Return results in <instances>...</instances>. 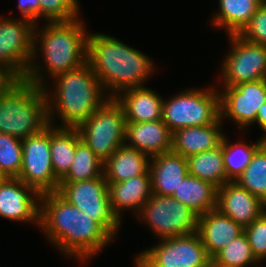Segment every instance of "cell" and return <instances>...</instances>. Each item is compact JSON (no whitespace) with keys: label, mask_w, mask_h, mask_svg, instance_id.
Here are the masks:
<instances>
[{"label":"cell","mask_w":266,"mask_h":267,"mask_svg":"<svg viewBox=\"0 0 266 267\" xmlns=\"http://www.w3.org/2000/svg\"><path fill=\"white\" fill-rule=\"evenodd\" d=\"M264 1L218 0L220 10L213 13L211 25L213 29H224L228 35L239 34Z\"/></svg>","instance_id":"obj_24"},{"label":"cell","mask_w":266,"mask_h":267,"mask_svg":"<svg viewBox=\"0 0 266 267\" xmlns=\"http://www.w3.org/2000/svg\"><path fill=\"white\" fill-rule=\"evenodd\" d=\"M226 135L221 141L225 173L230 181H235L251 162L255 152L266 142L262 137L254 143L247 144L243 141L229 142Z\"/></svg>","instance_id":"obj_28"},{"label":"cell","mask_w":266,"mask_h":267,"mask_svg":"<svg viewBox=\"0 0 266 267\" xmlns=\"http://www.w3.org/2000/svg\"><path fill=\"white\" fill-rule=\"evenodd\" d=\"M227 37L231 49L221 65L222 86L266 79V46L247 42L238 34Z\"/></svg>","instance_id":"obj_12"},{"label":"cell","mask_w":266,"mask_h":267,"mask_svg":"<svg viewBox=\"0 0 266 267\" xmlns=\"http://www.w3.org/2000/svg\"><path fill=\"white\" fill-rule=\"evenodd\" d=\"M40 227L50 244L66 257L83 263L89 262L115 239L57 191L40 197Z\"/></svg>","instance_id":"obj_1"},{"label":"cell","mask_w":266,"mask_h":267,"mask_svg":"<svg viewBox=\"0 0 266 267\" xmlns=\"http://www.w3.org/2000/svg\"><path fill=\"white\" fill-rule=\"evenodd\" d=\"M49 125L44 88L21 78L0 97V133L23 140Z\"/></svg>","instance_id":"obj_5"},{"label":"cell","mask_w":266,"mask_h":267,"mask_svg":"<svg viewBox=\"0 0 266 267\" xmlns=\"http://www.w3.org/2000/svg\"><path fill=\"white\" fill-rule=\"evenodd\" d=\"M222 120L214 124L181 128L173 132L171 151L188 158L192 155L214 149L221 144Z\"/></svg>","instance_id":"obj_22"},{"label":"cell","mask_w":266,"mask_h":267,"mask_svg":"<svg viewBox=\"0 0 266 267\" xmlns=\"http://www.w3.org/2000/svg\"><path fill=\"white\" fill-rule=\"evenodd\" d=\"M243 232L242 225L231 220L217 208L198 216L197 233L211 258Z\"/></svg>","instance_id":"obj_20"},{"label":"cell","mask_w":266,"mask_h":267,"mask_svg":"<svg viewBox=\"0 0 266 267\" xmlns=\"http://www.w3.org/2000/svg\"><path fill=\"white\" fill-rule=\"evenodd\" d=\"M235 182L266 203V142Z\"/></svg>","instance_id":"obj_30"},{"label":"cell","mask_w":266,"mask_h":267,"mask_svg":"<svg viewBox=\"0 0 266 267\" xmlns=\"http://www.w3.org/2000/svg\"><path fill=\"white\" fill-rule=\"evenodd\" d=\"M238 35L247 42L266 46V0Z\"/></svg>","instance_id":"obj_35"},{"label":"cell","mask_w":266,"mask_h":267,"mask_svg":"<svg viewBox=\"0 0 266 267\" xmlns=\"http://www.w3.org/2000/svg\"><path fill=\"white\" fill-rule=\"evenodd\" d=\"M115 99L123 107L126 122L162 120L164 99L153 89L146 86L125 89Z\"/></svg>","instance_id":"obj_21"},{"label":"cell","mask_w":266,"mask_h":267,"mask_svg":"<svg viewBox=\"0 0 266 267\" xmlns=\"http://www.w3.org/2000/svg\"><path fill=\"white\" fill-rule=\"evenodd\" d=\"M40 195L57 191L50 155V125L42 132L22 140V168L18 176Z\"/></svg>","instance_id":"obj_11"},{"label":"cell","mask_w":266,"mask_h":267,"mask_svg":"<svg viewBox=\"0 0 266 267\" xmlns=\"http://www.w3.org/2000/svg\"><path fill=\"white\" fill-rule=\"evenodd\" d=\"M20 19V20H19ZM35 24L27 19L0 17V64L25 78L33 55Z\"/></svg>","instance_id":"obj_13"},{"label":"cell","mask_w":266,"mask_h":267,"mask_svg":"<svg viewBox=\"0 0 266 267\" xmlns=\"http://www.w3.org/2000/svg\"><path fill=\"white\" fill-rule=\"evenodd\" d=\"M257 123L259 128L263 130L264 135L261 137L266 140V102L262 104V106L258 109L256 120L253 124Z\"/></svg>","instance_id":"obj_38"},{"label":"cell","mask_w":266,"mask_h":267,"mask_svg":"<svg viewBox=\"0 0 266 267\" xmlns=\"http://www.w3.org/2000/svg\"><path fill=\"white\" fill-rule=\"evenodd\" d=\"M83 141L103 162L125 144L126 119L123 107L109 98L77 127Z\"/></svg>","instance_id":"obj_7"},{"label":"cell","mask_w":266,"mask_h":267,"mask_svg":"<svg viewBox=\"0 0 266 267\" xmlns=\"http://www.w3.org/2000/svg\"><path fill=\"white\" fill-rule=\"evenodd\" d=\"M43 26L40 30L35 24L32 60L24 78L41 88L48 87L45 74L54 79L87 62L89 35L81 17L66 22H46ZM39 50L44 60L41 66L34 62Z\"/></svg>","instance_id":"obj_2"},{"label":"cell","mask_w":266,"mask_h":267,"mask_svg":"<svg viewBox=\"0 0 266 267\" xmlns=\"http://www.w3.org/2000/svg\"><path fill=\"white\" fill-rule=\"evenodd\" d=\"M8 177L6 176V174L2 171V169L0 168V183L5 181Z\"/></svg>","instance_id":"obj_39"},{"label":"cell","mask_w":266,"mask_h":267,"mask_svg":"<svg viewBox=\"0 0 266 267\" xmlns=\"http://www.w3.org/2000/svg\"><path fill=\"white\" fill-rule=\"evenodd\" d=\"M150 249L137 253L136 267H209L211 257L197 232L160 239Z\"/></svg>","instance_id":"obj_8"},{"label":"cell","mask_w":266,"mask_h":267,"mask_svg":"<svg viewBox=\"0 0 266 267\" xmlns=\"http://www.w3.org/2000/svg\"><path fill=\"white\" fill-rule=\"evenodd\" d=\"M107 183L111 210L120 222L122 221L121 213L123 210H132V214L137 216L152 195L149 170L143 175L132 177L123 182Z\"/></svg>","instance_id":"obj_17"},{"label":"cell","mask_w":266,"mask_h":267,"mask_svg":"<svg viewBox=\"0 0 266 267\" xmlns=\"http://www.w3.org/2000/svg\"><path fill=\"white\" fill-rule=\"evenodd\" d=\"M40 17L46 22H66L80 18L78 0H39Z\"/></svg>","instance_id":"obj_33"},{"label":"cell","mask_w":266,"mask_h":267,"mask_svg":"<svg viewBox=\"0 0 266 267\" xmlns=\"http://www.w3.org/2000/svg\"><path fill=\"white\" fill-rule=\"evenodd\" d=\"M220 119L229 118L240 129H247L257 117L258 109L266 102V79L235 86H219Z\"/></svg>","instance_id":"obj_14"},{"label":"cell","mask_w":266,"mask_h":267,"mask_svg":"<svg viewBox=\"0 0 266 267\" xmlns=\"http://www.w3.org/2000/svg\"><path fill=\"white\" fill-rule=\"evenodd\" d=\"M87 63L110 98L125 89L143 87L155 68L148 55L104 33H89Z\"/></svg>","instance_id":"obj_3"},{"label":"cell","mask_w":266,"mask_h":267,"mask_svg":"<svg viewBox=\"0 0 266 267\" xmlns=\"http://www.w3.org/2000/svg\"><path fill=\"white\" fill-rule=\"evenodd\" d=\"M81 141L77 128L50 125V155L55 177L60 181L69 171L77 144Z\"/></svg>","instance_id":"obj_26"},{"label":"cell","mask_w":266,"mask_h":267,"mask_svg":"<svg viewBox=\"0 0 266 267\" xmlns=\"http://www.w3.org/2000/svg\"><path fill=\"white\" fill-rule=\"evenodd\" d=\"M172 137L173 132L162 120L126 122L125 145L149 157L171 151Z\"/></svg>","instance_id":"obj_18"},{"label":"cell","mask_w":266,"mask_h":267,"mask_svg":"<svg viewBox=\"0 0 266 267\" xmlns=\"http://www.w3.org/2000/svg\"><path fill=\"white\" fill-rule=\"evenodd\" d=\"M149 172L153 194L172 196L189 174L187 158L169 151L150 157Z\"/></svg>","instance_id":"obj_19"},{"label":"cell","mask_w":266,"mask_h":267,"mask_svg":"<svg viewBox=\"0 0 266 267\" xmlns=\"http://www.w3.org/2000/svg\"><path fill=\"white\" fill-rule=\"evenodd\" d=\"M209 267H229V266H224V265H221V264H216V263L211 259V262H210Z\"/></svg>","instance_id":"obj_40"},{"label":"cell","mask_w":266,"mask_h":267,"mask_svg":"<svg viewBox=\"0 0 266 267\" xmlns=\"http://www.w3.org/2000/svg\"><path fill=\"white\" fill-rule=\"evenodd\" d=\"M212 260L216 264L229 267H251L259 263L251 251L244 232L219 250Z\"/></svg>","instance_id":"obj_31"},{"label":"cell","mask_w":266,"mask_h":267,"mask_svg":"<svg viewBox=\"0 0 266 267\" xmlns=\"http://www.w3.org/2000/svg\"><path fill=\"white\" fill-rule=\"evenodd\" d=\"M57 192L88 217L98 222L113 238L121 222L112 213L108 183L104 174L78 182H59Z\"/></svg>","instance_id":"obj_10"},{"label":"cell","mask_w":266,"mask_h":267,"mask_svg":"<svg viewBox=\"0 0 266 267\" xmlns=\"http://www.w3.org/2000/svg\"><path fill=\"white\" fill-rule=\"evenodd\" d=\"M219 87L184 89L163 101L162 121L175 132L181 128L207 126L220 118Z\"/></svg>","instance_id":"obj_6"},{"label":"cell","mask_w":266,"mask_h":267,"mask_svg":"<svg viewBox=\"0 0 266 267\" xmlns=\"http://www.w3.org/2000/svg\"><path fill=\"white\" fill-rule=\"evenodd\" d=\"M136 217L159 240L197 232L198 215L172 196L152 193Z\"/></svg>","instance_id":"obj_9"},{"label":"cell","mask_w":266,"mask_h":267,"mask_svg":"<svg viewBox=\"0 0 266 267\" xmlns=\"http://www.w3.org/2000/svg\"><path fill=\"white\" fill-rule=\"evenodd\" d=\"M217 187L188 174L172 197L198 216L217 208Z\"/></svg>","instance_id":"obj_25"},{"label":"cell","mask_w":266,"mask_h":267,"mask_svg":"<svg viewBox=\"0 0 266 267\" xmlns=\"http://www.w3.org/2000/svg\"><path fill=\"white\" fill-rule=\"evenodd\" d=\"M0 168L7 177H18L22 168V140L0 133Z\"/></svg>","instance_id":"obj_32"},{"label":"cell","mask_w":266,"mask_h":267,"mask_svg":"<svg viewBox=\"0 0 266 267\" xmlns=\"http://www.w3.org/2000/svg\"><path fill=\"white\" fill-rule=\"evenodd\" d=\"M104 173V162L83 142L76 151L67 174L59 182H78L94 179Z\"/></svg>","instance_id":"obj_29"},{"label":"cell","mask_w":266,"mask_h":267,"mask_svg":"<svg viewBox=\"0 0 266 267\" xmlns=\"http://www.w3.org/2000/svg\"><path fill=\"white\" fill-rule=\"evenodd\" d=\"M149 162L147 154L124 144L104 162L103 174L107 182H123L145 174L149 170Z\"/></svg>","instance_id":"obj_23"},{"label":"cell","mask_w":266,"mask_h":267,"mask_svg":"<svg viewBox=\"0 0 266 267\" xmlns=\"http://www.w3.org/2000/svg\"><path fill=\"white\" fill-rule=\"evenodd\" d=\"M17 9L21 18L27 19L37 24L40 19V2L39 0H18Z\"/></svg>","instance_id":"obj_36"},{"label":"cell","mask_w":266,"mask_h":267,"mask_svg":"<svg viewBox=\"0 0 266 267\" xmlns=\"http://www.w3.org/2000/svg\"><path fill=\"white\" fill-rule=\"evenodd\" d=\"M251 251L259 263L266 260V211L244 227Z\"/></svg>","instance_id":"obj_34"},{"label":"cell","mask_w":266,"mask_h":267,"mask_svg":"<svg viewBox=\"0 0 266 267\" xmlns=\"http://www.w3.org/2000/svg\"><path fill=\"white\" fill-rule=\"evenodd\" d=\"M187 162L190 175L207 181L217 188L230 181L225 173L221 144L214 149L188 157Z\"/></svg>","instance_id":"obj_27"},{"label":"cell","mask_w":266,"mask_h":267,"mask_svg":"<svg viewBox=\"0 0 266 267\" xmlns=\"http://www.w3.org/2000/svg\"><path fill=\"white\" fill-rule=\"evenodd\" d=\"M53 81L52 90L47 87L44 90L49 124L55 125L56 115L62 122L56 127L77 128L110 98L87 62L56 76Z\"/></svg>","instance_id":"obj_4"},{"label":"cell","mask_w":266,"mask_h":267,"mask_svg":"<svg viewBox=\"0 0 266 267\" xmlns=\"http://www.w3.org/2000/svg\"><path fill=\"white\" fill-rule=\"evenodd\" d=\"M21 78L9 67L0 64V97L3 96Z\"/></svg>","instance_id":"obj_37"},{"label":"cell","mask_w":266,"mask_h":267,"mask_svg":"<svg viewBox=\"0 0 266 267\" xmlns=\"http://www.w3.org/2000/svg\"><path fill=\"white\" fill-rule=\"evenodd\" d=\"M217 209L246 227L266 211V203L237 182L229 181L217 189Z\"/></svg>","instance_id":"obj_16"},{"label":"cell","mask_w":266,"mask_h":267,"mask_svg":"<svg viewBox=\"0 0 266 267\" xmlns=\"http://www.w3.org/2000/svg\"><path fill=\"white\" fill-rule=\"evenodd\" d=\"M40 197L18 177L0 183V217L40 226Z\"/></svg>","instance_id":"obj_15"}]
</instances>
